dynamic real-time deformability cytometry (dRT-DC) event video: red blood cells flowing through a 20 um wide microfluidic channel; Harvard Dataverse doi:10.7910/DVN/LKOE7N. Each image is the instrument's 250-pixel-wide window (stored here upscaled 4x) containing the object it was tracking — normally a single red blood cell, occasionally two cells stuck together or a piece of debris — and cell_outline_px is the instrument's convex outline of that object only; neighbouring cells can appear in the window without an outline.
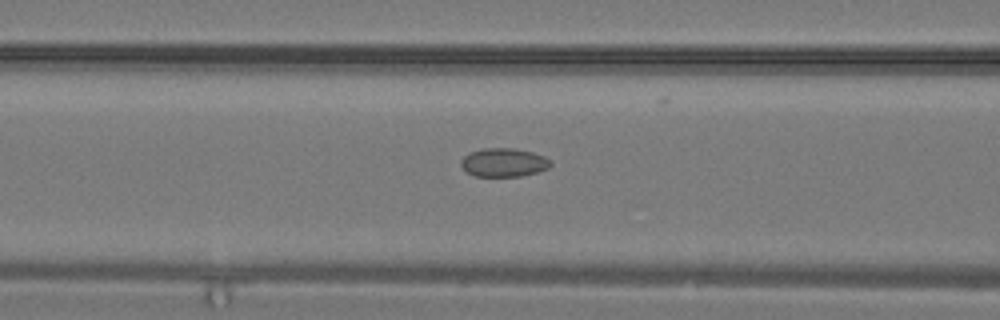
{"species": "common noctule bat (a hibernating species)", "species_latin": "Nyctalus noctula", "temperature_condition": "warm", "stored_images_in_passage": 19, "camera_frame_rate_fps": 3000, "um_per_image_px": 0.085, "animal": {"sex": "male", "body_mass_g": 19.2, "forearm_length_mm": 51.8}, "frame": {"image": 1, "passage_image": 10, "time_ms": 3.0, "image_size_px": [1000, 320], "cell_outline_px": [[552, 164], [548, 168], [536, 172], [520, 176], [472, 176], [460, 164], [460, 160], [464, 156], [472, 152], [484, 148], [512, 148], [532, 152], [544, 156]], "centroid_in_image_um": [42.8, 13.81], "position_along_channel_um": 123.8, "area_um2": 14.74}}
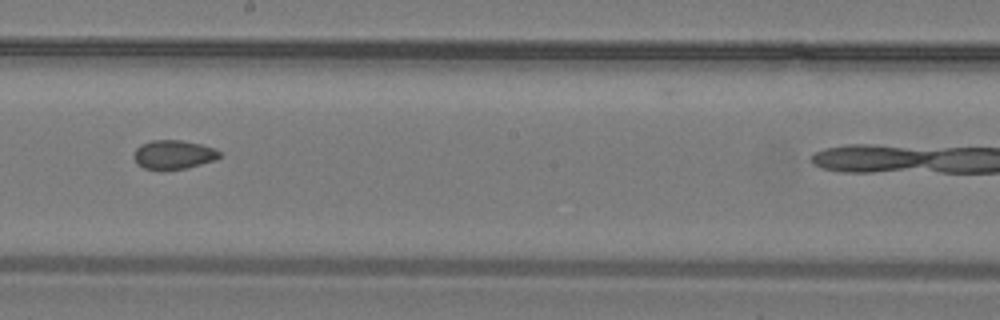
{"frame": {"image": 2, "passage_image": 15, "time_ms": 4.667, "image_size_px": [1000, 320], "cell_outline_px": [[220, 156], [216, 160], [188, 168], [164, 172], [144, 168], [136, 164], [132, 156], [136, 148], [140, 144], [152, 140], [180, 140], [200, 144], [212, 148], [220, 152]], "centroid_in_image_um": [14.69, 13.18], "position_along_channel_um": 233.5, "area_um2": 14.91}}
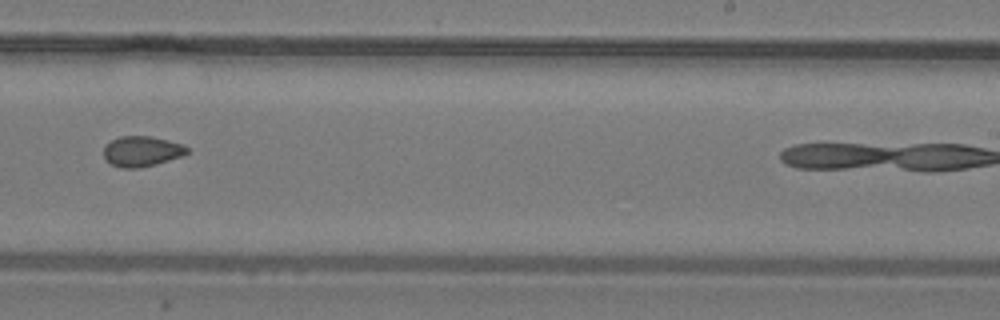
{"frame": {"image": 3, "passage_image": 17, "time_ms": 5.333, "image_size_px": [1000, 320], "cell_outline_px": [[188, 152], [184, 156], [156, 164], [140, 168], [120, 168], [104, 160], [104, 144], [120, 136], [148, 136], [168, 140], [180, 144], [188, 148]], "centroid_in_image_um": [12.02, 12.87], "position_along_channel_um": 277.0, "area_um2": 14.85}}